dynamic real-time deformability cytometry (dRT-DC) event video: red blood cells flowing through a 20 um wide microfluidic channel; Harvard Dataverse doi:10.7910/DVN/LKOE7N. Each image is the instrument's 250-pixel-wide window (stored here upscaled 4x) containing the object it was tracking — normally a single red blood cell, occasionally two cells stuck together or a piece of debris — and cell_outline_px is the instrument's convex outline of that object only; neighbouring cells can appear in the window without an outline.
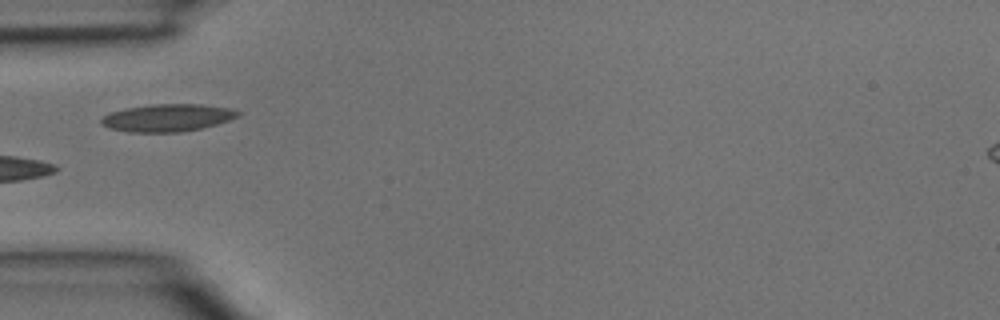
{"species": "common noctule bat (a hibernating species)", "species_latin": "Nyctalus noctula", "temperature_condition": "room temperature", "stored_images_in_passage": 4, "camera_frame_rate_fps": 3000, "um_per_image_px": 0.085, "animal": {"sex": "male", "body_mass_g": 15.6}, "frame": {"image": 1, "passage_image": 4, "time_ms": 1.0, "image_size_px": [1000, 320], "cell_outline_px": [[244, 112], [240, 116], [216, 124], [200, 128], [180, 132], [128, 132], [112, 128], [100, 124], [100, 120], [104, 116], [112, 112], [128, 108], [152, 104], [200, 104], [232, 108]], "centroid_in_image_um": [14.3, 10.0], "position_along_channel_um": 70.7, "area_um2": 21.79}}